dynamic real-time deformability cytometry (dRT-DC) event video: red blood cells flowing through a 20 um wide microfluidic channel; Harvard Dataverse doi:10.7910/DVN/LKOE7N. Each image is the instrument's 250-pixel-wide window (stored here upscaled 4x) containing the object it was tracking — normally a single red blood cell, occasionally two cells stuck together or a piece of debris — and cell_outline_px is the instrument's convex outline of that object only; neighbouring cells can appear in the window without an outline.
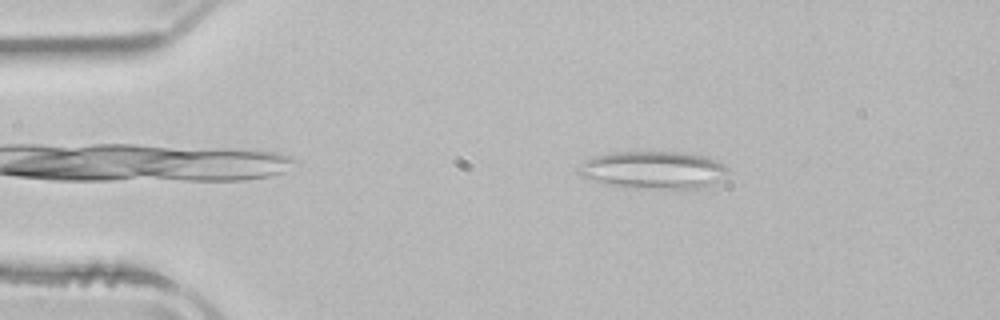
{"species": "common noctule bat (a hibernating species)", "species_latin": "Nyctalus noctula", "temperature_condition": "room temperature", "stored_images_in_passage": 45, "camera_frame_rate_fps": 3000, "um_per_image_px": 0.085, "animal": {"sex": "male", "body_mass_g": 21.5, "forearm_length_mm": 52.0}, "frame": {"image": 1, "passage_image": 3, "time_ms": 0.667, "image_size_px": [1000, 320], "cell_outline_px": [[728, 168], [724, 172], [708, 184], [700, 188], [636, 188], [604, 184], [588, 180], [580, 176], [576, 172], [576, 168], [584, 160], [596, 156], [612, 152], [680, 152], [704, 156]], "centroid_in_image_um": [55.34, 14.44], "position_along_channel_um": 29.7, "area_um2": 32.08}}
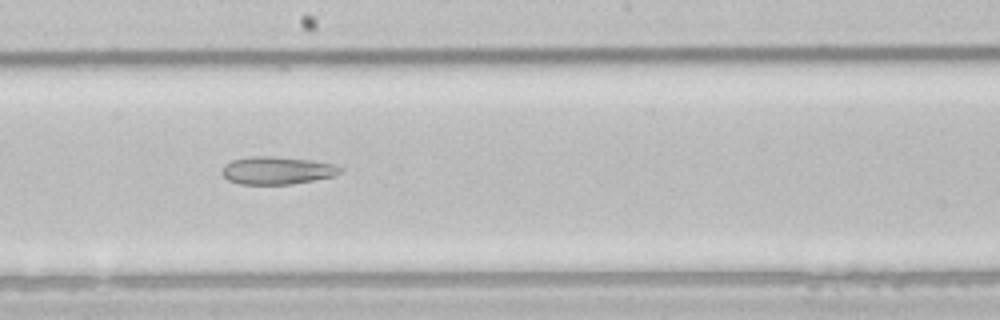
{"frame": {"image": 2, "passage_image": 22, "time_ms": 7.0, "image_size_px": [1000, 320], "cell_outline_px": [[344, 168], [336, 176], [292, 184], [240, 184], [228, 180], [220, 172], [220, 168], [224, 164], [232, 160], [248, 156], [272, 156], [308, 160], [332, 164]], "centroid_in_image_um": [23.5, 14.49], "position_along_channel_um": 224.7, "area_um2": 19.19}}
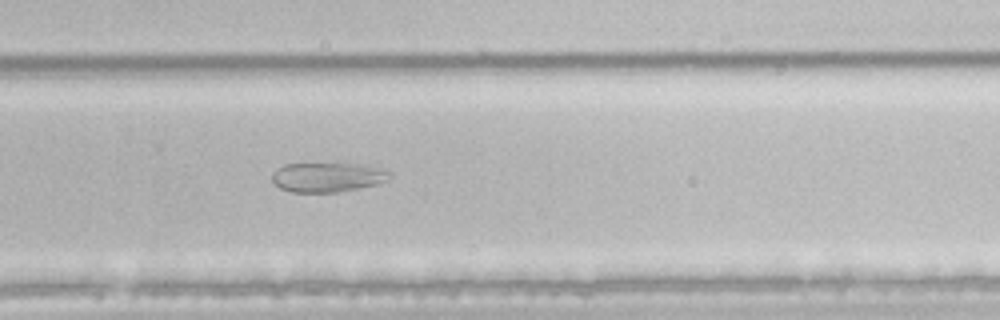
{"frame": {"image": 3, "passage_image": 28, "time_ms": 9.0, "image_size_px": [1000, 320], "cell_outline_px": [[392, 176], [388, 180], [380, 184], [360, 188], [336, 192], [292, 192], [280, 188], [272, 180], [272, 172], [276, 168], [284, 164], [336, 160], [344, 160], [364, 164], [392, 172]], "centroid_in_image_um": [27.88, 14.99], "position_along_channel_um": 301.9, "area_um2": 21.62}}